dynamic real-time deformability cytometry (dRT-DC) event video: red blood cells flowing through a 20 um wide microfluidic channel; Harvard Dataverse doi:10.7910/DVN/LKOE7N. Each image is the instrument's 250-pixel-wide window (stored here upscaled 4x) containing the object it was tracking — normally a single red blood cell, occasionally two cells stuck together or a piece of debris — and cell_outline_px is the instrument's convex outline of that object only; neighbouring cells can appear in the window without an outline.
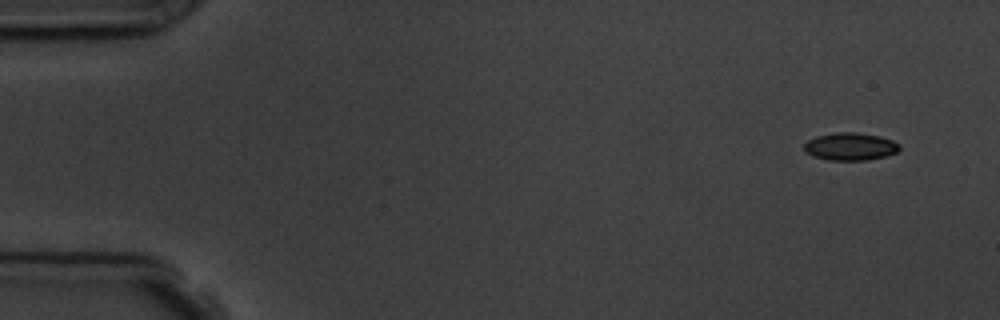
{"species": "common noctule bat (a hibernating species)", "species_latin": "Nyctalus noctula", "temperature_condition": "room temperature", "stored_images_in_passage": 9, "camera_frame_rate_fps": 3000, "um_per_image_px": 0.085, "animal": {"sex": "male", "body_mass_g": 19.5, "forearm_length_mm": 54.6}, "frame": {"image": 1, "passage_image": 1, "time_ms": 0.0, "image_size_px": [1000, 320], "cell_outline_px": [[900, 148], [896, 152], [884, 156], [868, 160], [828, 160], [812, 156], [804, 152], [804, 144], [808, 140], [816, 136], [836, 132], [856, 132], [880, 136], [892, 140], [900, 144]], "centroid_in_image_um": [72.25, 12.45], "position_along_channel_um": 12.8, "area_um2": 15.43}}